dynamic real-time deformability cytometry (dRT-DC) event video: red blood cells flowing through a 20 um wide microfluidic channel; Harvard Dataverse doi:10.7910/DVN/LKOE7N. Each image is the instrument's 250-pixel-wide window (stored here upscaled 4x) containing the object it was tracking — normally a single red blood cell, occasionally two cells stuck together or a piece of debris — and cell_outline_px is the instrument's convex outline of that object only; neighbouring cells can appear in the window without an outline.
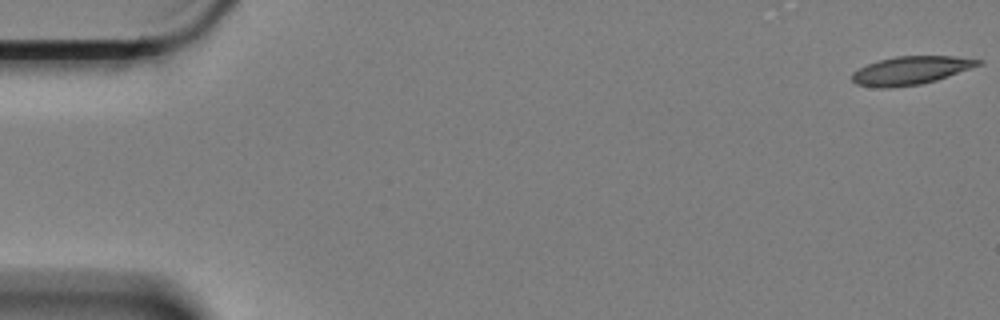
{"species": "Egyptian fruit bat (a non-hibernating species)", "species_latin": "Rousettus aegyptiacus", "temperature_condition": "cold", "stored_images_in_passage": 12, "camera_frame_rate_fps": 3000, "um_per_image_px": 0.085, "animal": {"sex": "female"}, "frame": {"image": 1, "passage_image": 1, "time_ms": 0.0, "image_size_px": [1000, 320], "cell_outline_px": [[984, 60], [980, 64], [948, 76], [936, 80], [920, 84], [892, 88], [880, 88], [856, 84], [852, 80], [852, 72], [868, 64], [880, 60], [896, 56], [952, 56]], "centroid_in_image_um": [77.38, 5.99], "position_along_channel_um": 7.6, "area_um2": 20.52}}